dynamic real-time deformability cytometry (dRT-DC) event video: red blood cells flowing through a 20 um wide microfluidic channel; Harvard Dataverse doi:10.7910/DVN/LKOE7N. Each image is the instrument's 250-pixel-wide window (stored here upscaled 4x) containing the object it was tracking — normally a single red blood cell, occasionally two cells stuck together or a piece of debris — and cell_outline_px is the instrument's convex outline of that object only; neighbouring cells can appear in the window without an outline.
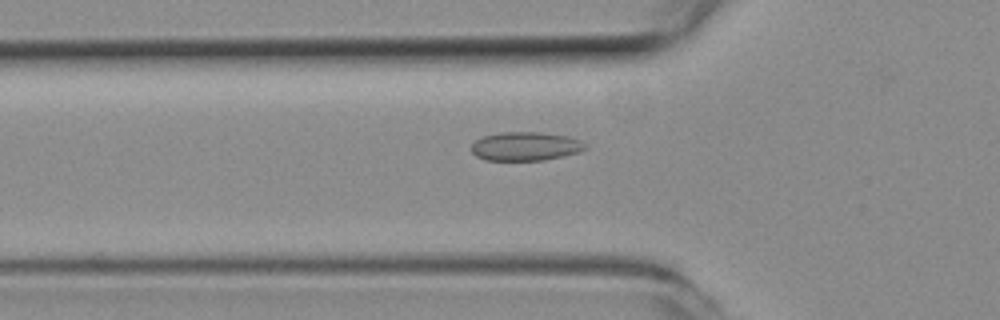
{"species": "common noctule bat (a hibernating species)", "species_latin": "Nyctalus noctula", "temperature_condition": "room temperature", "stored_images_in_passage": 45, "camera_frame_rate_fps": 3000, "um_per_image_px": 0.085, "animal": {"sex": "female", "body_mass_g": 19.3, "forearm_length_mm": 54.1}, "frame": {"image": 1, "passage_image": 11, "time_ms": 3.333, "image_size_px": [1000, 320], "cell_outline_px": [[584, 148], [576, 152], [544, 160], [488, 160], [476, 156], [472, 152], [472, 144], [476, 140], [484, 136], [500, 132], [540, 132], [568, 136], [580, 140], [584, 144]], "centroid_in_image_um": [44.62, 12.42], "position_along_channel_um": 81.2, "area_um2": 18.73}}
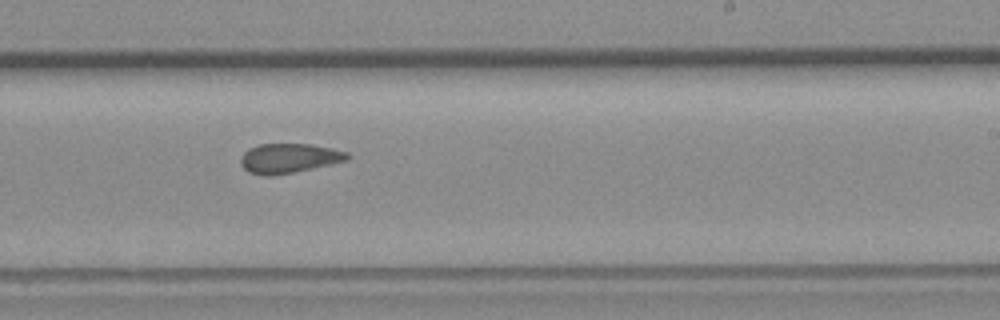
{"frame": {"image": 2, "passage_image": 25, "time_ms": 8.0, "image_size_px": [1000, 320], "cell_outline_px": [[348, 160], [312, 168], [272, 176], [264, 176], [248, 172], [240, 164], [240, 156], [248, 148], [260, 144], [312, 144], [332, 148], [348, 152]], "centroid_in_image_um": [24.52, 13.44], "position_along_channel_um": 264.5, "area_um2": 18.38}}
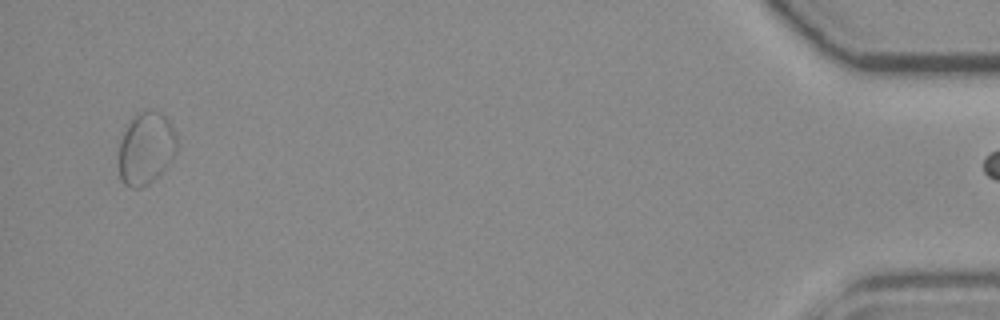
{"frame": {"image": 3, "passage_image": 44, "time_ms": 14.333, "image_size_px": [1000, 320], "cell_outline_px": [[180, 144], [176, 152], [168, 164], [148, 184], [140, 188], [132, 188], [124, 184], [120, 180], [120, 140], [128, 124], [136, 112], [144, 108], [160, 112], [168, 116], [176, 132]], "centroid_in_image_um": [12.45, 12.54], "position_along_channel_um": 422.7, "area_um2": 24.91}}